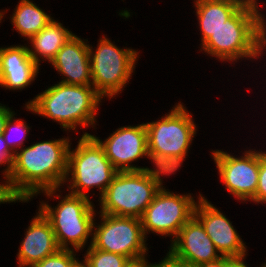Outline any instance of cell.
<instances>
[{"instance_id": "1", "label": "cell", "mask_w": 266, "mask_h": 267, "mask_svg": "<svg viewBox=\"0 0 266 267\" xmlns=\"http://www.w3.org/2000/svg\"><path fill=\"white\" fill-rule=\"evenodd\" d=\"M67 135L25 145L14 154L6 183L18 202L33 201L35 195L47 189H64L68 150L73 139Z\"/></svg>"}, {"instance_id": "2", "label": "cell", "mask_w": 266, "mask_h": 267, "mask_svg": "<svg viewBox=\"0 0 266 267\" xmlns=\"http://www.w3.org/2000/svg\"><path fill=\"white\" fill-rule=\"evenodd\" d=\"M103 98L93 86L52 84L33 99L25 101V110L60 125L62 131L78 134V129L95 128ZM101 103V104H100ZM73 130V131H72Z\"/></svg>"}, {"instance_id": "3", "label": "cell", "mask_w": 266, "mask_h": 267, "mask_svg": "<svg viewBox=\"0 0 266 267\" xmlns=\"http://www.w3.org/2000/svg\"><path fill=\"white\" fill-rule=\"evenodd\" d=\"M259 2L249 0L200 46L199 52L230 65L262 56V19ZM252 59V60H251Z\"/></svg>"}, {"instance_id": "4", "label": "cell", "mask_w": 266, "mask_h": 267, "mask_svg": "<svg viewBox=\"0 0 266 267\" xmlns=\"http://www.w3.org/2000/svg\"><path fill=\"white\" fill-rule=\"evenodd\" d=\"M157 120L146 122L148 153L154 169L170 176L181 169L197 135L198 125L186 106L179 101Z\"/></svg>"}, {"instance_id": "5", "label": "cell", "mask_w": 266, "mask_h": 267, "mask_svg": "<svg viewBox=\"0 0 266 267\" xmlns=\"http://www.w3.org/2000/svg\"><path fill=\"white\" fill-rule=\"evenodd\" d=\"M61 190L47 189L35 195L33 198L42 194L48 199L40 200L37 210L50 222L60 249L84 251L92 243L93 224L98 210L91 199L69 192L64 196ZM49 199H58L57 206L48 203Z\"/></svg>"}, {"instance_id": "6", "label": "cell", "mask_w": 266, "mask_h": 267, "mask_svg": "<svg viewBox=\"0 0 266 267\" xmlns=\"http://www.w3.org/2000/svg\"><path fill=\"white\" fill-rule=\"evenodd\" d=\"M167 176V177H166ZM170 175L160 169L117 172L108 188L97 200L98 213L141 219L156 193Z\"/></svg>"}, {"instance_id": "7", "label": "cell", "mask_w": 266, "mask_h": 267, "mask_svg": "<svg viewBox=\"0 0 266 267\" xmlns=\"http://www.w3.org/2000/svg\"><path fill=\"white\" fill-rule=\"evenodd\" d=\"M77 139V146L74 148L71 142L68 150L67 174L64 181L66 191L92 199V190L96 188L99 191L96 195H99V199L118 171L91 133L83 132Z\"/></svg>"}, {"instance_id": "8", "label": "cell", "mask_w": 266, "mask_h": 267, "mask_svg": "<svg viewBox=\"0 0 266 267\" xmlns=\"http://www.w3.org/2000/svg\"><path fill=\"white\" fill-rule=\"evenodd\" d=\"M106 36L99 37L96 47L89 44L92 86L104 101L116 99L125 90L141 58L138 50L119 47Z\"/></svg>"}, {"instance_id": "9", "label": "cell", "mask_w": 266, "mask_h": 267, "mask_svg": "<svg viewBox=\"0 0 266 267\" xmlns=\"http://www.w3.org/2000/svg\"><path fill=\"white\" fill-rule=\"evenodd\" d=\"M192 195L190 192L178 194L163 185L141 217L146 239L152 233L162 238L170 237L171 243L194 215L196 203L202 196L201 192L196 197Z\"/></svg>"}, {"instance_id": "10", "label": "cell", "mask_w": 266, "mask_h": 267, "mask_svg": "<svg viewBox=\"0 0 266 267\" xmlns=\"http://www.w3.org/2000/svg\"><path fill=\"white\" fill-rule=\"evenodd\" d=\"M97 216L100 223L95 220L93 224V248L123 255L130 261L148 257L150 248L141 219L103 213H97Z\"/></svg>"}, {"instance_id": "11", "label": "cell", "mask_w": 266, "mask_h": 267, "mask_svg": "<svg viewBox=\"0 0 266 267\" xmlns=\"http://www.w3.org/2000/svg\"><path fill=\"white\" fill-rule=\"evenodd\" d=\"M247 149L240 151L239 156L222 149L211 150L212 155L209 154L227 192L243 204L254 198L259 177V150Z\"/></svg>"}, {"instance_id": "12", "label": "cell", "mask_w": 266, "mask_h": 267, "mask_svg": "<svg viewBox=\"0 0 266 267\" xmlns=\"http://www.w3.org/2000/svg\"><path fill=\"white\" fill-rule=\"evenodd\" d=\"M104 148L106 157L118 172L152 169L138 166L136 163L143 157L149 159L147 130L145 123L119 126L105 139L91 134Z\"/></svg>"}, {"instance_id": "13", "label": "cell", "mask_w": 266, "mask_h": 267, "mask_svg": "<svg viewBox=\"0 0 266 267\" xmlns=\"http://www.w3.org/2000/svg\"><path fill=\"white\" fill-rule=\"evenodd\" d=\"M194 216L201 222L221 255L241 256L249 252L247 243L242 240L226 214L203 195L196 203Z\"/></svg>"}, {"instance_id": "14", "label": "cell", "mask_w": 266, "mask_h": 267, "mask_svg": "<svg viewBox=\"0 0 266 267\" xmlns=\"http://www.w3.org/2000/svg\"><path fill=\"white\" fill-rule=\"evenodd\" d=\"M169 250V251H168ZM166 255L174 262L193 267L217 259L221 254L205 232L201 222L193 215L180 229L168 246Z\"/></svg>"}, {"instance_id": "15", "label": "cell", "mask_w": 266, "mask_h": 267, "mask_svg": "<svg viewBox=\"0 0 266 267\" xmlns=\"http://www.w3.org/2000/svg\"><path fill=\"white\" fill-rule=\"evenodd\" d=\"M40 66L29 54L27 44L0 47V87L22 91L37 79Z\"/></svg>"}, {"instance_id": "16", "label": "cell", "mask_w": 266, "mask_h": 267, "mask_svg": "<svg viewBox=\"0 0 266 267\" xmlns=\"http://www.w3.org/2000/svg\"><path fill=\"white\" fill-rule=\"evenodd\" d=\"M50 64L62 76L59 82L92 86L88 39L75 34L61 47Z\"/></svg>"}, {"instance_id": "17", "label": "cell", "mask_w": 266, "mask_h": 267, "mask_svg": "<svg viewBox=\"0 0 266 267\" xmlns=\"http://www.w3.org/2000/svg\"><path fill=\"white\" fill-rule=\"evenodd\" d=\"M29 223L24 238L19 242L16 255L18 267H33L60 249L50 222L39 210Z\"/></svg>"}, {"instance_id": "18", "label": "cell", "mask_w": 266, "mask_h": 267, "mask_svg": "<svg viewBox=\"0 0 266 267\" xmlns=\"http://www.w3.org/2000/svg\"><path fill=\"white\" fill-rule=\"evenodd\" d=\"M74 35L75 33L68 27L66 28L64 24L53 18L41 31L27 41L29 54L40 67L44 61L49 62L50 65L57 52Z\"/></svg>"}, {"instance_id": "19", "label": "cell", "mask_w": 266, "mask_h": 267, "mask_svg": "<svg viewBox=\"0 0 266 267\" xmlns=\"http://www.w3.org/2000/svg\"><path fill=\"white\" fill-rule=\"evenodd\" d=\"M201 34L200 46L219 29L242 5L247 2L192 0Z\"/></svg>"}, {"instance_id": "20", "label": "cell", "mask_w": 266, "mask_h": 267, "mask_svg": "<svg viewBox=\"0 0 266 267\" xmlns=\"http://www.w3.org/2000/svg\"><path fill=\"white\" fill-rule=\"evenodd\" d=\"M33 0H19L9 17L12 30H15L23 41L30 40L35 34L41 31L52 19Z\"/></svg>"}, {"instance_id": "21", "label": "cell", "mask_w": 266, "mask_h": 267, "mask_svg": "<svg viewBox=\"0 0 266 267\" xmlns=\"http://www.w3.org/2000/svg\"><path fill=\"white\" fill-rule=\"evenodd\" d=\"M14 112L7 120L2 136L9 149L15 154L25 146L27 136L30 134L31 127L24 119L18 118Z\"/></svg>"}, {"instance_id": "22", "label": "cell", "mask_w": 266, "mask_h": 267, "mask_svg": "<svg viewBox=\"0 0 266 267\" xmlns=\"http://www.w3.org/2000/svg\"><path fill=\"white\" fill-rule=\"evenodd\" d=\"M82 254L86 267H125L130 260L120 254L102 251L91 245Z\"/></svg>"}, {"instance_id": "23", "label": "cell", "mask_w": 266, "mask_h": 267, "mask_svg": "<svg viewBox=\"0 0 266 267\" xmlns=\"http://www.w3.org/2000/svg\"><path fill=\"white\" fill-rule=\"evenodd\" d=\"M78 253L75 250L59 249L54 254L36 263L33 267H74L81 259L76 257Z\"/></svg>"}, {"instance_id": "24", "label": "cell", "mask_w": 266, "mask_h": 267, "mask_svg": "<svg viewBox=\"0 0 266 267\" xmlns=\"http://www.w3.org/2000/svg\"><path fill=\"white\" fill-rule=\"evenodd\" d=\"M255 205L266 204V151L259 148V177L254 198L250 201Z\"/></svg>"}, {"instance_id": "25", "label": "cell", "mask_w": 266, "mask_h": 267, "mask_svg": "<svg viewBox=\"0 0 266 267\" xmlns=\"http://www.w3.org/2000/svg\"><path fill=\"white\" fill-rule=\"evenodd\" d=\"M14 158V153L9 149L7 143L5 142L2 134L0 135V167L4 168L1 170V176L3 179H7L9 177L12 162Z\"/></svg>"}, {"instance_id": "26", "label": "cell", "mask_w": 266, "mask_h": 267, "mask_svg": "<svg viewBox=\"0 0 266 267\" xmlns=\"http://www.w3.org/2000/svg\"><path fill=\"white\" fill-rule=\"evenodd\" d=\"M0 181V205L5 203H18V201L10 194L6 180L0 179Z\"/></svg>"}, {"instance_id": "27", "label": "cell", "mask_w": 266, "mask_h": 267, "mask_svg": "<svg viewBox=\"0 0 266 267\" xmlns=\"http://www.w3.org/2000/svg\"><path fill=\"white\" fill-rule=\"evenodd\" d=\"M15 112L9 106L0 103V135L5 129L8 118Z\"/></svg>"}, {"instance_id": "28", "label": "cell", "mask_w": 266, "mask_h": 267, "mask_svg": "<svg viewBox=\"0 0 266 267\" xmlns=\"http://www.w3.org/2000/svg\"><path fill=\"white\" fill-rule=\"evenodd\" d=\"M247 256H248V253H246L245 255H241V256H231L226 260L225 267H249L245 261Z\"/></svg>"}, {"instance_id": "29", "label": "cell", "mask_w": 266, "mask_h": 267, "mask_svg": "<svg viewBox=\"0 0 266 267\" xmlns=\"http://www.w3.org/2000/svg\"><path fill=\"white\" fill-rule=\"evenodd\" d=\"M229 257L230 256H227V255H221L215 260L200 263V264H197L193 267H225L226 266V260Z\"/></svg>"}, {"instance_id": "30", "label": "cell", "mask_w": 266, "mask_h": 267, "mask_svg": "<svg viewBox=\"0 0 266 267\" xmlns=\"http://www.w3.org/2000/svg\"><path fill=\"white\" fill-rule=\"evenodd\" d=\"M151 267H188L172 261L167 255L158 262L151 263Z\"/></svg>"}, {"instance_id": "31", "label": "cell", "mask_w": 266, "mask_h": 267, "mask_svg": "<svg viewBox=\"0 0 266 267\" xmlns=\"http://www.w3.org/2000/svg\"><path fill=\"white\" fill-rule=\"evenodd\" d=\"M125 267H151V262L147 258L136 261H130Z\"/></svg>"}, {"instance_id": "32", "label": "cell", "mask_w": 266, "mask_h": 267, "mask_svg": "<svg viewBox=\"0 0 266 267\" xmlns=\"http://www.w3.org/2000/svg\"><path fill=\"white\" fill-rule=\"evenodd\" d=\"M266 52V14H264L262 19V56H266L264 54Z\"/></svg>"}, {"instance_id": "33", "label": "cell", "mask_w": 266, "mask_h": 267, "mask_svg": "<svg viewBox=\"0 0 266 267\" xmlns=\"http://www.w3.org/2000/svg\"><path fill=\"white\" fill-rule=\"evenodd\" d=\"M6 12H8V9H5V10H0V23L2 21H5L4 19L6 18L5 14ZM5 16V17H4Z\"/></svg>"}, {"instance_id": "34", "label": "cell", "mask_w": 266, "mask_h": 267, "mask_svg": "<svg viewBox=\"0 0 266 267\" xmlns=\"http://www.w3.org/2000/svg\"><path fill=\"white\" fill-rule=\"evenodd\" d=\"M211 1H225V2H248L249 0H211Z\"/></svg>"}, {"instance_id": "35", "label": "cell", "mask_w": 266, "mask_h": 267, "mask_svg": "<svg viewBox=\"0 0 266 267\" xmlns=\"http://www.w3.org/2000/svg\"><path fill=\"white\" fill-rule=\"evenodd\" d=\"M74 267H86V264L83 261H79Z\"/></svg>"}, {"instance_id": "36", "label": "cell", "mask_w": 266, "mask_h": 267, "mask_svg": "<svg viewBox=\"0 0 266 267\" xmlns=\"http://www.w3.org/2000/svg\"><path fill=\"white\" fill-rule=\"evenodd\" d=\"M266 261V260H265ZM261 267H266V262H263L262 264H261Z\"/></svg>"}]
</instances>
